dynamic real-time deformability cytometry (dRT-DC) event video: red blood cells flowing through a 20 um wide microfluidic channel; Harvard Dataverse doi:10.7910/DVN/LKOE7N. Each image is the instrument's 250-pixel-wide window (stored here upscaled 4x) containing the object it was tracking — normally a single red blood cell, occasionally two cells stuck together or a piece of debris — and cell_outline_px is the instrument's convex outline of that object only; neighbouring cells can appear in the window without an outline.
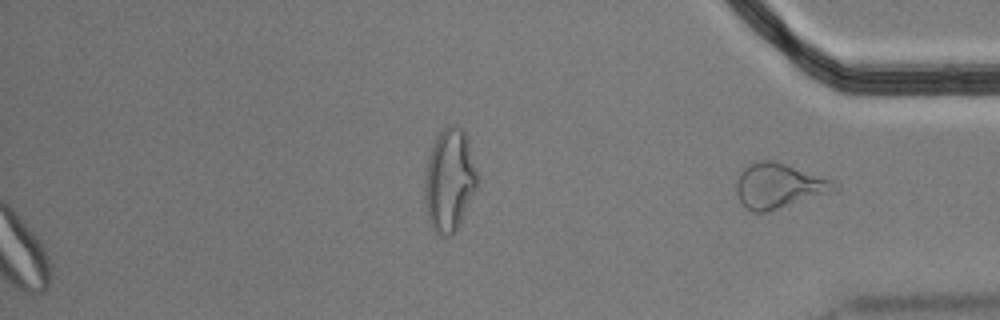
{"species": "Egyptian fruit bat (a non-hibernating species)", "species_latin": "Rousettus aegyptiacus", "temperature_condition": "cold", "stored_images_in_passage": 41, "segment_of_instrument_passage": [2, 2], "camera_frame_rate_fps": 3000, "um_per_image_px": 0.085, "animal": {"sex": "male"}, "frame": {"image": 1, "passage_image": 41, "time_ms": 13.333, "image_size_px": [1000, 320], "cell_outline_px": [[836, 188], [832, 192], [768, 212], [752, 212], [740, 200], [736, 192], [736, 180], [740, 172], [748, 164], [760, 160], [772, 160], [832, 180]], "centroid_in_image_um": [66.14, 15.8], "position_along_channel_um": 369.1, "area_um2": 25.2}}